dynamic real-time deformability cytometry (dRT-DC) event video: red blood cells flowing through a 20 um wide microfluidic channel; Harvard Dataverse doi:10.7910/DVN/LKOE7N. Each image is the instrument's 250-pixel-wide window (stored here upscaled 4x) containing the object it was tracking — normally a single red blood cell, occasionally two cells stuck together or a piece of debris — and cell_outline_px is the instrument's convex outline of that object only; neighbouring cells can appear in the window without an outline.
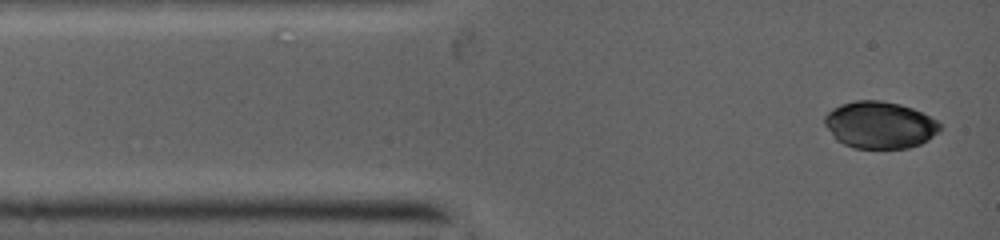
{"species": "common noctule bat (a hibernating species)", "species_latin": "Nyctalus noctula", "temperature_condition": "warm", "stored_images_in_passage": 2, "camera_frame_rate_fps": 5000, "um_per_image_px": 0.085, "animal": {"sex": "female", "body_mass_g": 19.0, "forearm_length_mm": 53.3}, "frame": {"image": 1, "passage_image": 2, "time_ms": 0.4, "image_size_px": [1000, 240], "cell_outline_px": [[940, 128], [928, 140], [920, 144], [908, 148], [856, 148], [844, 144], [836, 140], [824, 124], [824, 116], [832, 108], [840, 104], [856, 100], [880, 100], [900, 104], [912, 108], [936, 120], [940, 124]], "centroid_in_image_um": [74.74, 10.61], "position_along_channel_um": 10.3, "area_um2": 31.44}}